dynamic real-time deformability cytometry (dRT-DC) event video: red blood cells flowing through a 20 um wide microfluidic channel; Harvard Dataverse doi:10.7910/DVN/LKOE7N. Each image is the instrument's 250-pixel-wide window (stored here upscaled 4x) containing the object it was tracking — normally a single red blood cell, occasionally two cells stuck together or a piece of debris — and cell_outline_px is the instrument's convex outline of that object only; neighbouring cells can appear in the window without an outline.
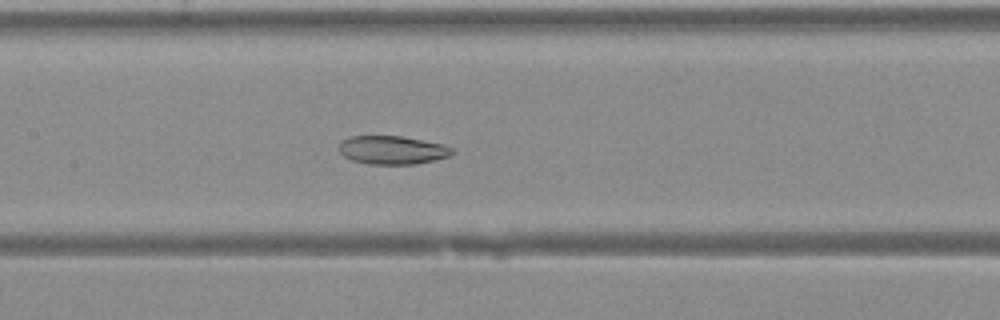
{"species": "Egyptian fruit bat (a non-hibernating species)", "species_latin": "Rousettus aegyptiacus", "temperature_condition": "warm", "stored_images_in_passage": 43, "camera_frame_rate_fps": 3000, "um_per_image_px": 0.085, "animal": {"sex": "female"}, "frame": {"image": 1, "passage_image": 22, "time_ms": 7.0, "image_size_px": [1000, 320], "cell_outline_px": [[452, 152], [448, 156], [436, 160], [416, 164], [368, 164], [352, 160], [344, 156], [340, 152], [340, 144], [344, 140], [352, 136], [400, 136], [444, 144], [452, 148]], "centroid_in_image_um": [33.36, 12.76], "position_along_channel_um": 174.0, "area_um2": 18.55}}
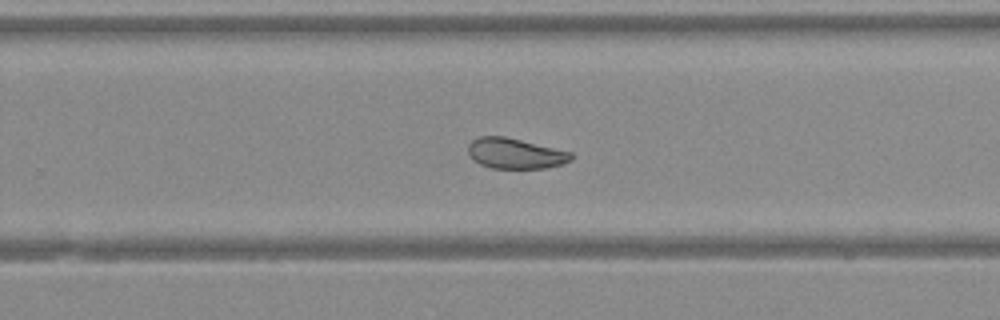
{"frame": {"image": 2, "passage_image": 29, "time_ms": 9.333, "image_size_px": [1000, 320], "cell_outline_px": [[572, 160], [564, 164], [548, 168], [492, 168], [480, 164], [472, 160], [468, 152], [468, 144], [472, 140], [480, 136], [504, 136], [572, 152]], "centroid_in_image_um": [43.79, 13.05], "position_along_channel_um": 286.0, "area_um2": 18.38}}
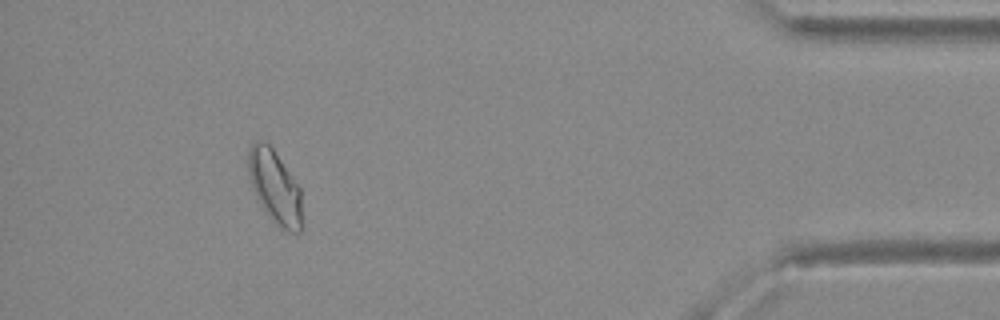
{"frame": {"image": 3, "passage_image": 40, "time_ms": 13.0, "image_size_px": [1000, 320], "cell_outline_px": [[300, 232], [288, 232], [280, 228], [272, 220], [260, 204], [252, 188], [248, 176], [248, 148], [256, 140], [264, 140], [272, 148], [300, 188]], "centroid_in_image_um": [23.31, 15.86], "position_along_channel_um": 411.9, "area_um2": 22.6}}